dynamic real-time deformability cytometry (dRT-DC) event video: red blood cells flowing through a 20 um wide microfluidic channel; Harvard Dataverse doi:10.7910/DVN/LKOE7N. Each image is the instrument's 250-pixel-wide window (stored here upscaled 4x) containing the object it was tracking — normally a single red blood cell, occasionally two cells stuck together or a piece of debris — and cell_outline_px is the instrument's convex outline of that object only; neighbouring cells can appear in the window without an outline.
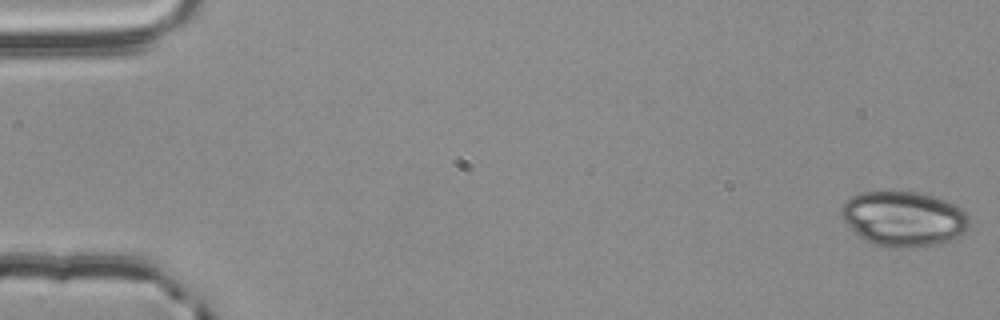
{"species": "common noctule bat (a hibernating species)", "species_latin": "Nyctalus noctula", "temperature_condition": "room temperature", "stored_images_in_passage": 55, "camera_frame_rate_fps": 3000, "um_per_image_px": 0.085, "animal": {"sex": "male", "body_mass_g": 20.4}, "frame": {"image": 1, "passage_image": 1, "time_ms": 0.0, "image_size_px": [1000, 320], "cell_outline_px": [[968, 228], [960, 236], [948, 240], [932, 244], [904, 248], [892, 248], [872, 244], [864, 240], [840, 216], [840, 208], [852, 196], [860, 192], [916, 192], [932, 196], [944, 200], [960, 208], [968, 216]], "centroid_in_image_um": [76.78, 18.6], "position_along_channel_um": 8.2, "area_um2": 40.52}}
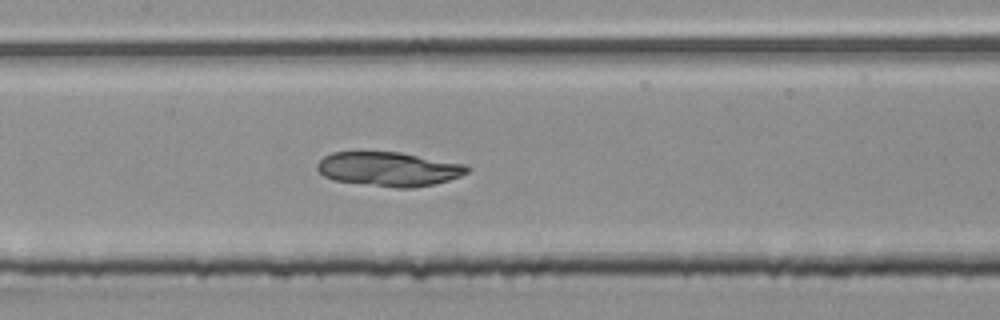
{"frame": {"image": 2, "passage_image": 27, "time_ms": 8.667, "image_size_px": [1000, 320], "cell_outline_px": [[468, 172], [460, 176], [436, 184], [416, 188], [396, 188], [332, 180], [324, 176], [316, 168], [316, 164], [324, 156], [332, 152], [400, 152], [464, 164], [468, 168]], "centroid_in_image_um": [33.03, 14.38], "position_along_channel_um": 174.4, "area_um2": 29.94}}
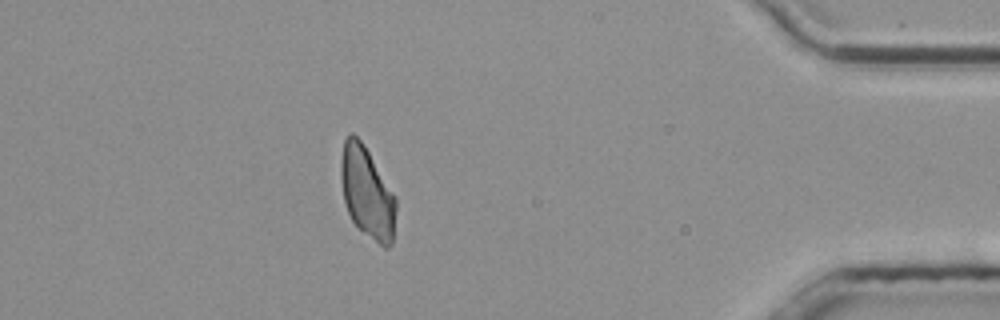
{"frame": {"image": 3, "passage_image": 49, "time_ms": 16.0, "image_size_px": [1000, 320], "cell_outline_px": [[396, 212], [392, 244], [388, 248], [384, 248], [360, 228], [352, 220], [348, 212], [344, 200], [340, 176], [340, 160], [344, 140], [348, 132], [352, 132], [360, 140], [368, 152], [392, 192], [396, 200]], "centroid_in_image_um": [31.18, 16.36], "position_along_channel_um": 404.0, "area_um2": 28.84}}